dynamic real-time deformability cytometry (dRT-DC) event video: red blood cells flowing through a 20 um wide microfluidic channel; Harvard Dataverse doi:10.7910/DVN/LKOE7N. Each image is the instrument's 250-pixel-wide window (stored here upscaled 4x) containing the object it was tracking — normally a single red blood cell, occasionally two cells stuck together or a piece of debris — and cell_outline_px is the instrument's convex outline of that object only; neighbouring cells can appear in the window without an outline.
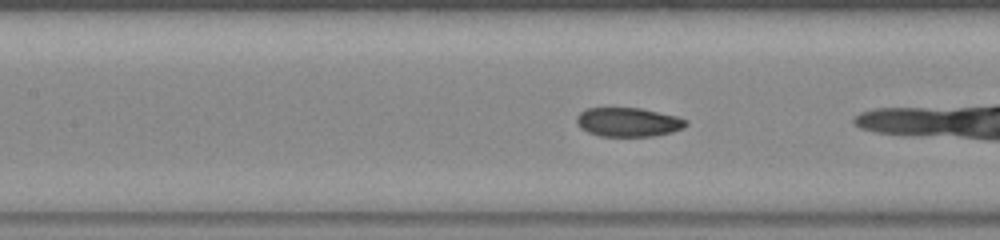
{"species": "common noctule bat (a hibernating species)", "species_latin": "Nyctalus noctula", "temperature_condition": "warm", "stored_images_in_passage": 15, "camera_frame_rate_fps": 3000, "um_per_image_px": 0.085, "animal": {"sex": "female", "body_mass_g": 23.0, "forearm_length_mm": 53.4}, "frame": {"image": 1, "passage_image": 13, "time_ms": 4.0, "image_size_px": [1000, 240], "cell_outline_px": [[688, 124], [684, 128], [672, 132], [652, 136], [600, 136], [588, 132], [580, 128], [576, 124], [576, 116], [580, 112], [588, 108], [640, 108], [676, 116], [688, 120]], "centroid_in_image_um": [53.39, 10.38], "position_along_channel_um": 154.0, "area_um2": 18.55}}